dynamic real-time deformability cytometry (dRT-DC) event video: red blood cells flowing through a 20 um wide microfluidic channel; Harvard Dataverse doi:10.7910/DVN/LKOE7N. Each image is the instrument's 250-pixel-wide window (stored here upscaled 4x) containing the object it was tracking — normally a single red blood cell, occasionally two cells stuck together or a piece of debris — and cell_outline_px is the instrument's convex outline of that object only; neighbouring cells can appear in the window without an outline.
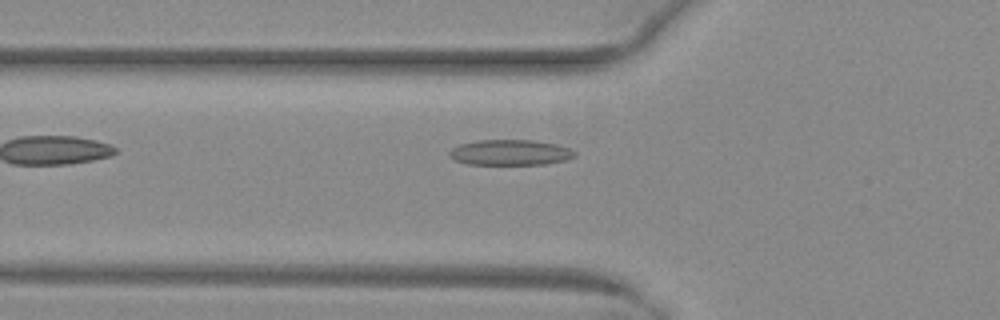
{"species": "common noctule bat (a hibernating species)", "species_latin": "Nyctalus noctula", "temperature_condition": "warm", "stored_images_in_passage": 8, "camera_frame_rate_fps": 3000, "um_per_image_px": 0.085, "animal": {"sex": "female", "body_mass_g": 29.2, "forearm_length_mm": 56.3}, "frame": {"image": 1, "passage_image": 2, "time_ms": 0.333, "image_size_px": [1000, 320], "cell_outline_px": [[576, 156], [564, 160], [544, 164], [468, 164], [456, 160], [448, 156], [448, 152], [452, 148], [460, 144], [476, 140], [532, 140], [556, 144], [568, 148], [576, 152]], "centroid_in_image_um": [43.34, 12.95], "position_along_channel_um": 82.5, "area_um2": 18.55}}
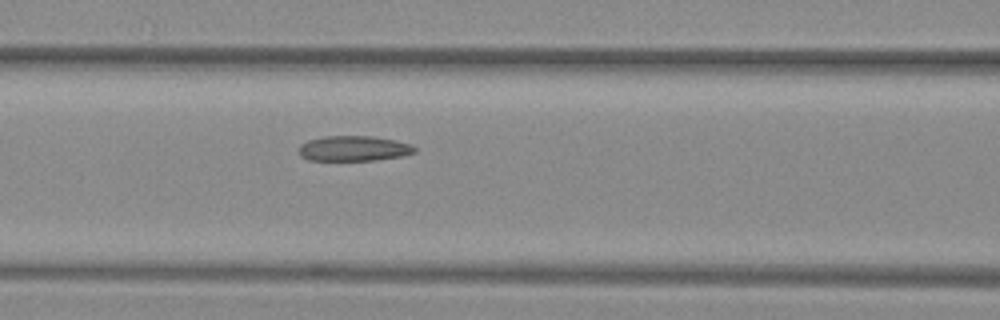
{"frame": {"image": 2, "passage_image": 6, "time_ms": 1.667, "image_size_px": [1000, 320], "cell_outline_px": [[416, 152], [404, 156], [376, 160], [308, 160], [300, 156], [300, 144], [308, 140], [324, 136], [372, 136], [412, 144], [416, 148]], "centroid_in_image_um": [30.08, 12.62], "position_along_channel_um": 136.5, "area_um2": 17.05}}